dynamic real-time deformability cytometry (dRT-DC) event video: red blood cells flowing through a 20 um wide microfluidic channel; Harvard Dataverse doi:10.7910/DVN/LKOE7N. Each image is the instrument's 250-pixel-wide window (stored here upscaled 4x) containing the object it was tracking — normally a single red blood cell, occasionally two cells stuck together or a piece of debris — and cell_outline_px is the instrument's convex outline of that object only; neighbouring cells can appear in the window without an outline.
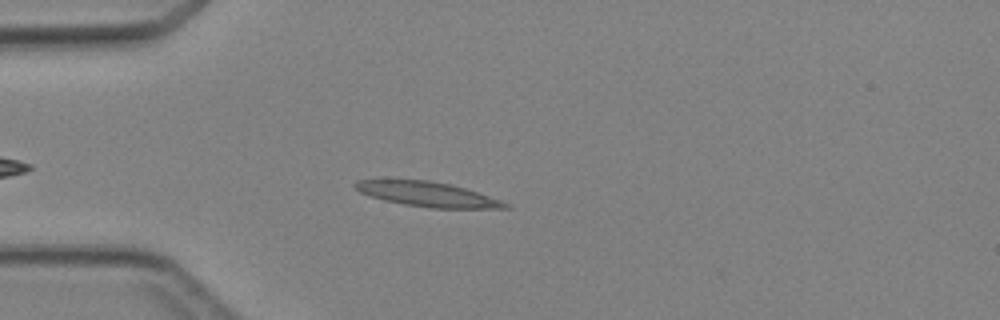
{"species": "Egyptian fruit bat (a non-hibernating species)", "species_latin": "Rousettus aegyptiacus", "temperature_condition": "cold", "stored_images_in_passage": 39, "camera_frame_rate_fps": 3000, "um_per_image_px": 0.085, "animal": {"sex": "female"}, "frame": {"image": 1, "passage_image": 6, "time_ms": 1.667, "image_size_px": [1000, 320], "cell_outline_px": [[512, 208], [428, 208], [404, 204], [384, 200], [360, 192], [352, 184], [356, 180], [428, 180], [452, 184], [500, 200], [508, 204]], "centroid_in_image_um": [36.33, 16.51], "position_along_channel_um": 48.7, "area_um2": 21.33}}
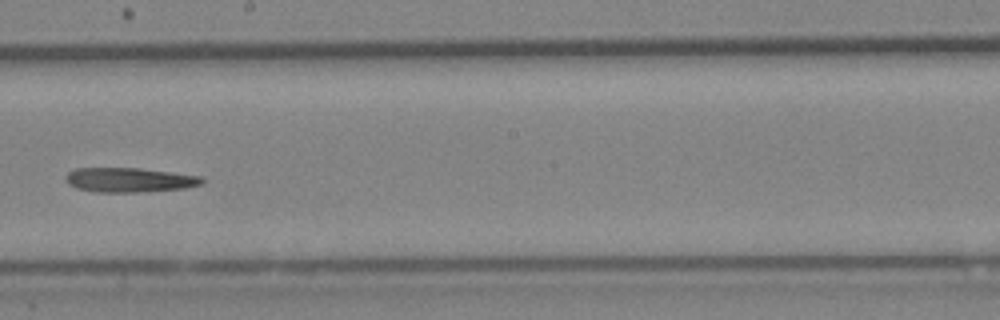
{"frame": {"image": 2, "passage_image": 20, "time_ms": 6.333, "image_size_px": [1000, 320], "cell_outline_px": [[204, 184], [184, 188], [140, 192], [96, 192], [76, 188], [68, 184], [64, 180], [64, 176], [68, 172], [76, 168], [140, 168], [200, 176], [204, 180]], "centroid_in_image_um": [10.96, 15.29], "position_along_channel_um": 237.2, "area_um2": 19.54}}
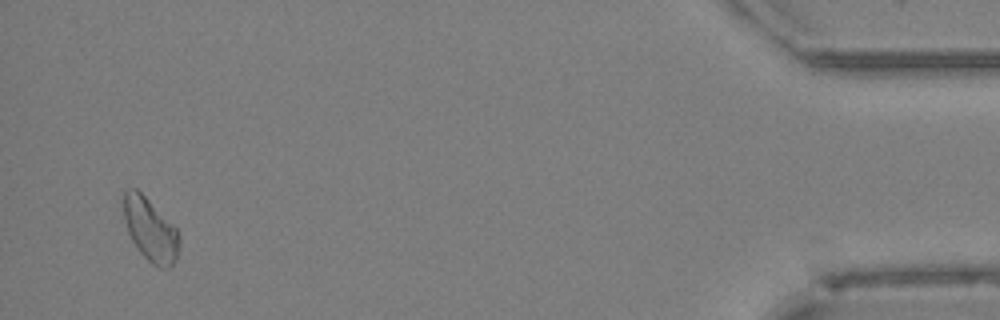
{"frame": {"image": 3, "passage_image": 38, "time_ms": 12.333, "image_size_px": [1000, 320], "cell_outline_px": [[180, 240], [176, 256], [172, 264], [168, 268], [160, 268], [152, 264], [140, 252], [132, 240], [128, 232], [124, 220], [120, 204], [120, 200], [124, 192], [128, 188], [136, 188], [176, 228]], "centroid_in_image_um": [12.71, 19.48], "position_along_channel_um": 422.5, "area_um2": 20.4}}